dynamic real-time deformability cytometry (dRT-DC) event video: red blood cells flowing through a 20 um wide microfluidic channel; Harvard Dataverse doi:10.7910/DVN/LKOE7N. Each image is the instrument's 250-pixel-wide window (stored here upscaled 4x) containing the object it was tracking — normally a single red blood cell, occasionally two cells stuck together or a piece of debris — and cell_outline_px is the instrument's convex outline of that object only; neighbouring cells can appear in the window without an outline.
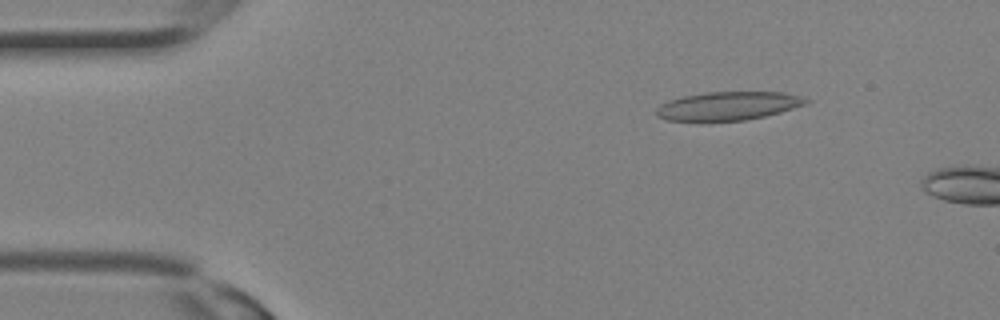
{"species": "Egyptian fruit bat (a non-hibernating species)", "species_latin": "Rousettus aegyptiacus", "temperature_condition": "room temperature", "stored_images_in_passage": 6, "camera_frame_rate_fps": 3000, "um_per_image_px": 0.085, "animal": {"sex": "female"}, "frame": {"image": 1, "passage_image": 4, "time_ms": 1.0, "image_size_px": [1000, 320], "cell_outline_px": [[808, 104], [780, 112], [764, 116], [744, 120], [704, 124], [668, 120], [656, 116], [656, 108], [660, 104], [668, 100], [684, 96], [704, 92], [780, 92], [800, 96], [808, 100]], "centroid_in_image_um": [61.79, 9.05], "position_along_channel_um": 23.2, "area_um2": 25.66}}